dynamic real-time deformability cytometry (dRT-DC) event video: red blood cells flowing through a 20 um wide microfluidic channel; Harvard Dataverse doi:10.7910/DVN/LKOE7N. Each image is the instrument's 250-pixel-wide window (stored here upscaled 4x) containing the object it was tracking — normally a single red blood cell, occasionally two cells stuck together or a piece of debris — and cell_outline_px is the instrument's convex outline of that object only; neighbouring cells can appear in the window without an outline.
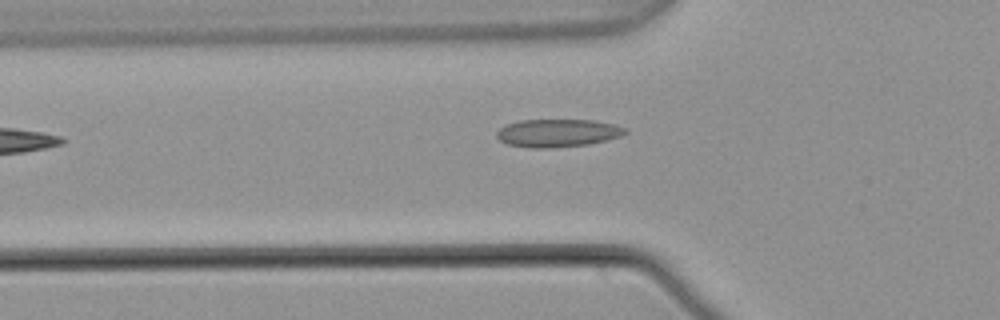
{"species": "common noctule bat (a hibernating species)", "species_latin": "Nyctalus noctula", "temperature_condition": "warm", "stored_images_in_passage": 5, "camera_frame_rate_fps": 3000, "um_per_image_px": 0.085, "animal": {"sex": "male", "body_mass_g": 21.5, "forearm_length_mm": 52.0}, "frame": {"image": 1, "passage_image": 5, "time_ms": 1.333, "image_size_px": [1000, 320], "cell_outline_px": [[628, 132], [620, 136], [608, 140], [588, 144], [552, 148], [528, 148], [508, 144], [500, 140], [496, 136], [496, 132], [504, 124], [520, 120], [596, 120], [628, 128]], "centroid_in_image_um": [47.4, 11.3], "position_along_channel_um": 78.4, "area_um2": 21.1}}